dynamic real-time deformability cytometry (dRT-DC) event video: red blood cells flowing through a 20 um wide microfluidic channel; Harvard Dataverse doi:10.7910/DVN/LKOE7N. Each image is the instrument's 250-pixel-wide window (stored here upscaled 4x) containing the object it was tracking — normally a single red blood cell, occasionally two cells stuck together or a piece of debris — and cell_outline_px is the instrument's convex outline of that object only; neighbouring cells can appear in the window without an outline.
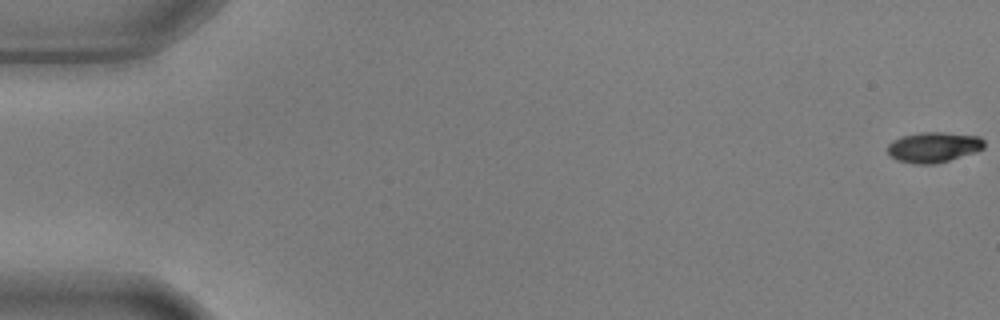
{"species": "common noctule bat (a hibernating species)", "species_latin": "Nyctalus noctula", "temperature_condition": "warm", "stored_images_in_passage": 56, "camera_frame_rate_fps": 3000, "um_per_image_px": 0.085, "animal": {"sex": "male", "body_mass_g": 17.9, "forearm_length_mm": 54.2}, "frame": {"image": 1, "passage_image": 1, "time_ms": 0.0, "image_size_px": [1000, 320], "cell_outline_px": [[984, 148], [976, 152], [948, 160], [932, 164], [916, 164], [896, 160], [888, 152], [888, 144], [892, 140], [900, 136], [920, 132], [940, 132], [980, 136], [984, 140]], "centroid_in_image_um": [79.35, 12.5], "position_along_channel_um": 5.7, "area_um2": 17.11}}
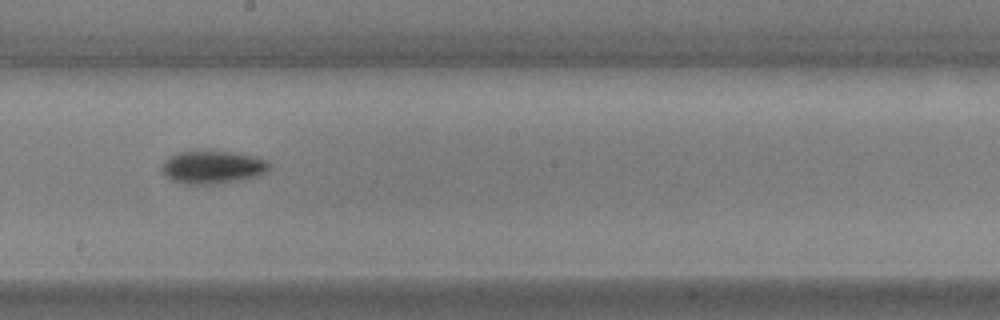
{"frame": {"image": 2, "passage_image": 32, "time_ms": 10.333, "image_size_px": [1000, 320], "cell_outline_px": [[272, 164], [264, 172], [252, 176], [236, 180], [216, 184], [184, 184], [172, 180], [160, 168], [164, 160], [180, 152], [196, 148], [212, 148], [252, 156], [268, 160]], "centroid_in_image_um": [18.02, 14.15], "position_along_channel_um": 230.2, "area_um2": 20.98}}
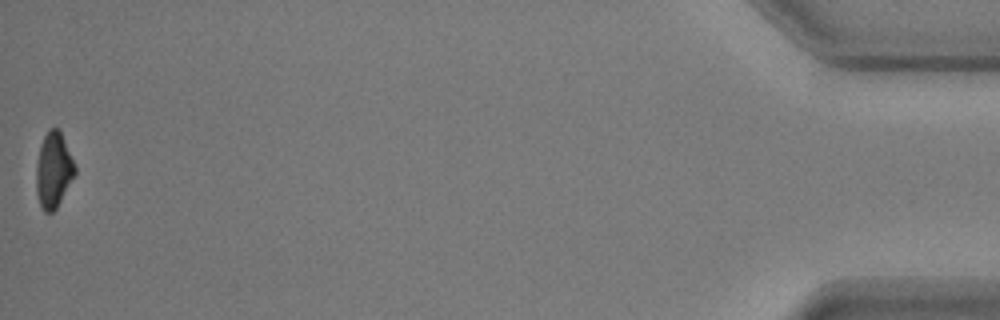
{"frame": {"image": 3, "passage_image": 56, "time_ms": 18.333, "image_size_px": [1000, 320], "cell_outline_px": [[76, 172], [56, 208], [52, 212], [44, 212], [40, 208], [36, 192], [36, 164], [40, 148], [44, 136], [48, 128], [60, 128], [76, 168]], "centroid_in_image_um": [4.53, 14.45], "position_along_channel_um": 430.7, "area_um2": 16.99}, "authors_computed_cell_mechanics": {"area_um2": 18.1203, "velocity_mm_per_s": 3.6684, "shape_relaxation_time_tau1_ms": 2.4055, "shape_relaxation_time_tau2_ms": null, "deformation_change_tau1": 0.1417, "deformation_change_tau2": null}}